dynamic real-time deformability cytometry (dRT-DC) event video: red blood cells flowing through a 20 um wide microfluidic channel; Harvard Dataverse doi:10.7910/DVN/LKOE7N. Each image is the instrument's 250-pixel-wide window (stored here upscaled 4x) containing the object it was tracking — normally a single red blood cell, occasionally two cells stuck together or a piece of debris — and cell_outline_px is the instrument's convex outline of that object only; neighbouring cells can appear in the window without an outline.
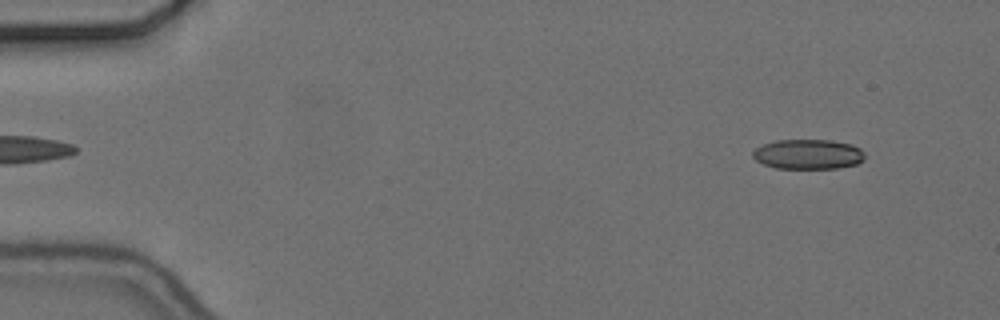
{"species": "common noctule bat (a hibernating species)", "species_latin": "Nyctalus noctula", "temperature_condition": "cold", "stored_images_in_passage": 53, "camera_frame_rate_fps": 3000, "um_per_image_px": 0.085, "animal": {"sex": "female", "body_mass_g": 24.6, "forearm_length_mm": 56.2}, "frame": {"image": 1, "passage_image": 2, "time_ms": 0.333, "image_size_px": [1000, 320], "cell_outline_px": [[864, 160], [856, 164], [836, 168], [776, 168], [764, 164], [756, 160], [752, 156], [752, 152], [756, 148], [764, 144], [776, 140], [832, 140], [852, 144], [860, 148], [864, 152]], "centroid_in_image_um": [68.7, 13.1], "position_along_channel_um": 16.3, "area_um2": 19.48}}
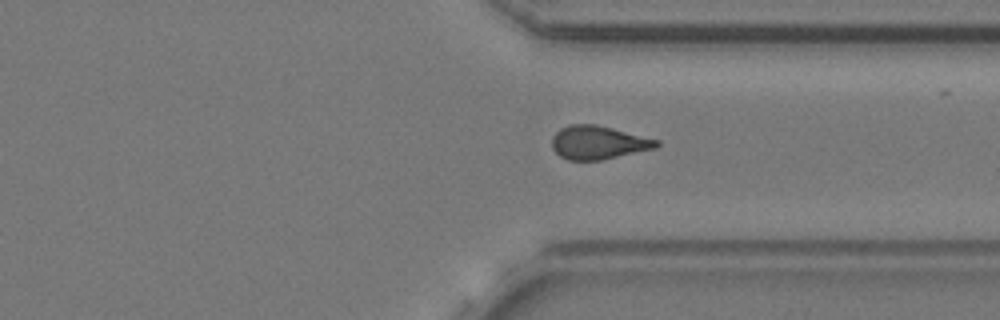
{"frame": {"image": 2, "passage_image": 39, "time_ms": 12.667, "image_size_px": [1000, 320], "cell_outline_px": [[660, 144], [656, 148], [600, 160], [568, 160], [560, 156], [552, 148], [552, 136], [560, 128], [568, 124], [596, 124], [660, 140]], "centroid_in_image_um": [50.84, 12.11], "position_along_channel_um": 360.6, "area_um2": 20.4}}
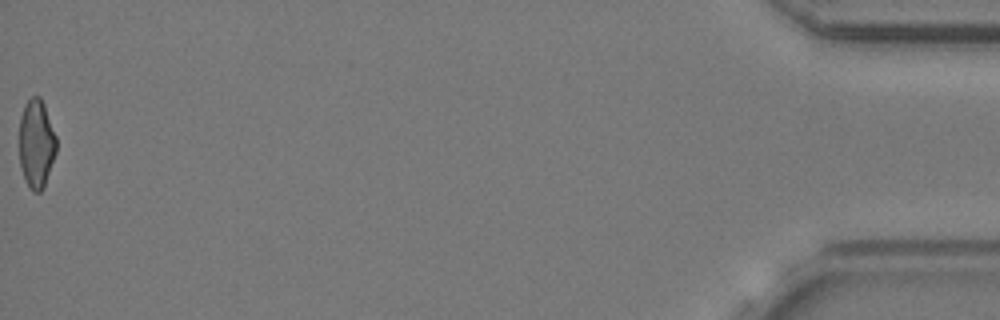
{"frame": {"image": 3, "passage_image": 53, "time_ms": 17.333, "image_size_px": [1000, 320], "cell_outline_px": [[56, 152], [44, 188], [40, 192], [32, 192], [24, 176], [20, 164], [20, 116], [24, 104], [32, 96], [40, 96], [44, 104], [56, 136]], "centroid_in_image_um": [3.1, 12.2], "position_along_channel_um": 432.1, "area_um2": 19.07}, "authors_computed_cell_mechanics": {"area_um2": 20.2878, "velocity_mm_per_s": 3.6854, "shape_relaxation_time_tau1_ms": 7.756, "shape_relaxation_time_tau2_ms": 2.7186, "deformation_change_tau1": 0.1463, "deformation_change_tau2": 0.1077}}